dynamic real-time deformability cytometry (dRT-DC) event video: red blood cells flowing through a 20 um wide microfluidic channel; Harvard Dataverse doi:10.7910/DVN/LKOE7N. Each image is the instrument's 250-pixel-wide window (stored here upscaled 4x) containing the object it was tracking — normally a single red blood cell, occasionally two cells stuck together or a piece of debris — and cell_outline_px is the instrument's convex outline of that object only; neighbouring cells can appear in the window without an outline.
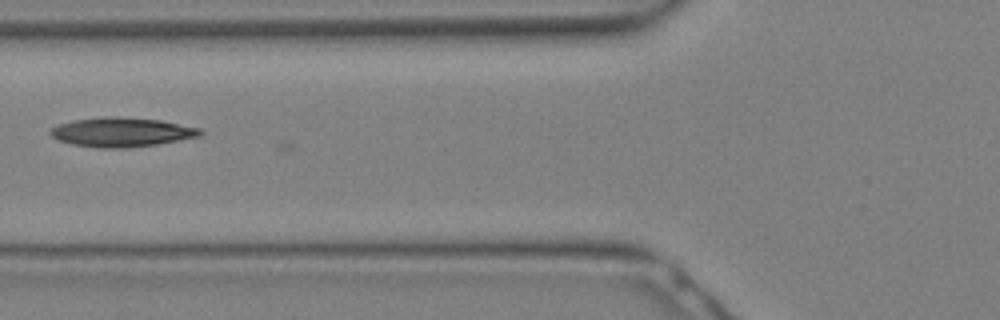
{"species": "Egyptian fruit bat (a non-hibernating species)", "species_latin": "Rousettus aegyptiacus", "temperature_condition": "warm", "stored_images_in_passage": 7, "camera_frame_rate_fps": 3000, "um_per_image_px": 0.085, "animal": {"sex": "female"}, "frame": {"image": 1, "passage_image": 4, "time_ms": 1.0, "image_size_px": [1000, 320], "cell_outline_px": [[204, 132], [200, 136], [156, 144], [124, 148], [100, 148], [72, 144], [56, 140], [48, 132], [56, 124], [76, 120], [108, 116], [116, 116], [160, 120], [200, 128]], "centroid_in_image_um": [10.31, 11.23], "position_along_channel_um": 115.5, "area_um2": 25.49}}